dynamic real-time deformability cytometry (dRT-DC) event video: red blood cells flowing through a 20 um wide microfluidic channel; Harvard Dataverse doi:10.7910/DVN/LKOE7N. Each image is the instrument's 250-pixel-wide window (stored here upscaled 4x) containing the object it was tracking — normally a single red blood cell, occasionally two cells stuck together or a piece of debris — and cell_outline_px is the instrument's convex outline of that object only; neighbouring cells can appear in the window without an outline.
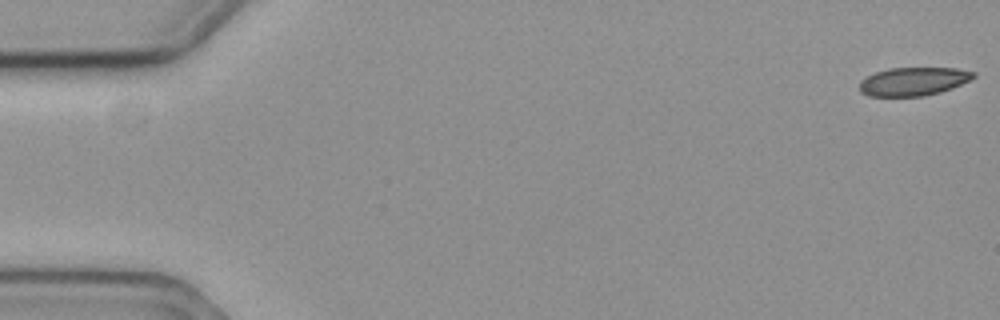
{"species": "common noctule bat (a hibernating species)", "species_latin": "Nyctalus noctula", "temperature_condition": "cold", "stored_images_in_passage": 58, "camera_frame_rate_fps": 3000, "um_per_image_px": 0.085, "animal": {"sex": "female", "body_mass_g": 19.3, "forearm_length_mm": 54.1}, "frame": {"image": 1, "passage_image": 1, "time_ms": 0.0, "image_size_px": [1000, 320], "cell_outline_px": [[976, 76], [952, 88], [940, 92], [924, 96], [868, 96], [860, 92], [860, 80], [876, 72], [888, 68], [956, 68], [976, 72]], "centroid_in_image_um": [77.63, 6.92], "position_along_channel_um": 7.4, "area_um2": 18.79}}
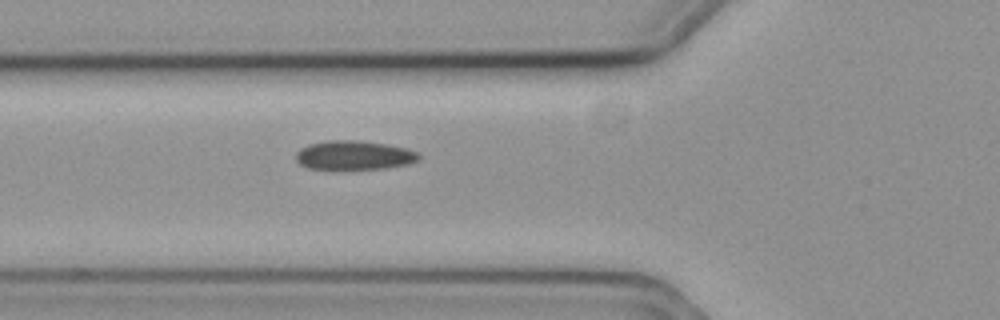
{"frame": {"image": 2, "passage_image": 21, "time_ms": 6.667, "image_size_px": [1000, 320], "cell_outline_px": [[420, 160], [408, 164], [388, 168], [332, 172], [308, 168], [300, 164], [296, 160], [296, 152], [300, 148], [308, 144], [328, 140], [356, 140], [388, 144], [408, 148], [416, 152], [420, 156]], "centroid_in_image_um": [30.06, 13.24], "position_along_channel_um": 95.7, "area_um2": 21.91}}
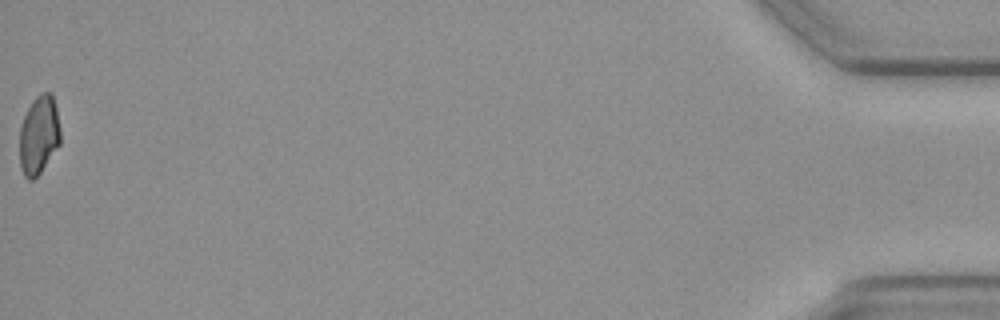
{"frame": {"image": 3, "passage_image": 58, "time_ms": 19.0, "image_size_px": [1000, 320], "cell_outline_px": [[60, 144], [40, 172], [32, 180], [28, 180], [24, 176], [20, 164], [20, 128], [24, 116], [32, 100], [36, 96], [44, 92], [52, 92], [56, 108], [60, 128]], "centroid_in_image_um": [3.31, 11.46], "position_along_channel_um": 431.9, "area_um2": 18.61}}